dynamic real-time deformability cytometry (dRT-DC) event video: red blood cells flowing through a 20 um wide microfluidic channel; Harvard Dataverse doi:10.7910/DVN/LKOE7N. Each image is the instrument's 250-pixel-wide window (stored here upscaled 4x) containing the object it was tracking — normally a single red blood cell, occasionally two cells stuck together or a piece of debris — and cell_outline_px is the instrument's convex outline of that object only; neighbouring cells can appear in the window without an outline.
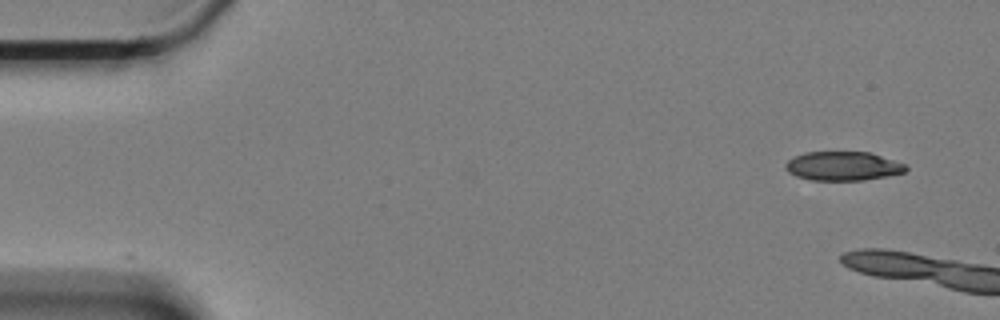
{"species": "Egyptian fruit bat (a non-hibernating species)", "species_latin": "Rousettus aegyptiacus", "temperature_condition": "cold", "stored_images_in_passage": 9, "camera_frame_rate_fps": 3000, "um_per_image_px": 0.085, "animal": {"sex": "female"}, "frame": {"image": 1, "passage_image": 1, "time_ms": 0.0, "image_size_px": [1000, 320], "cell_outline_px": [[908, 168], [904, 172], [888, 176], [864, 180], [812, 180], [796, 176], [788, 172], [784, 168], [784, 164], [788, 160], [804, 152], [872, 152], [908, 164]], "centroid_in_image_um": [71.69, 14.11], "position_along_channel_um": 13.3, "area_um2": 20.58}}